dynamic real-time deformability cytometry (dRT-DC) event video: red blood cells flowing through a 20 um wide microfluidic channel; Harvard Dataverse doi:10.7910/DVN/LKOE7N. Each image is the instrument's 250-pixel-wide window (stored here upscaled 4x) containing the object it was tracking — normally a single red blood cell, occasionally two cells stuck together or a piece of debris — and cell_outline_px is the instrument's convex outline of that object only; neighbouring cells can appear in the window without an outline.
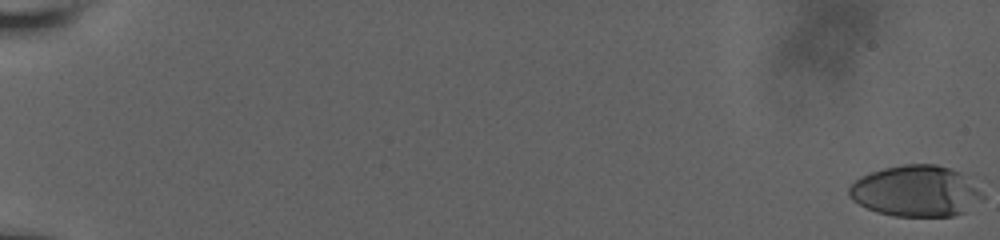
{"species": "human", "species_latin": "Homo sapiens", "temperature_condition": "room temperature", "stored_images_in_passage": 47, "camera_frame_rate_fps": 3000, "um_per_image_px": 0.085, "donor": {"sex": "male"}, "frame": {"image": 1, "passage_image": 1, "time_ms": 0.0, "image_size_px": [1000, 240], "cell_outline_px": [[984, 200], [964, 212], [952, 216], [896, 216], [876, 212], [852, 200], [848, 196], [848, 188], [860, 176], [884, 168], [904, 164], [936, 164], [960, 172], [984, 196]], "centroid_in_image_um": [77.83, 16.25], "position_along_channel_um": 7.2, "area_um2": 39.54}}
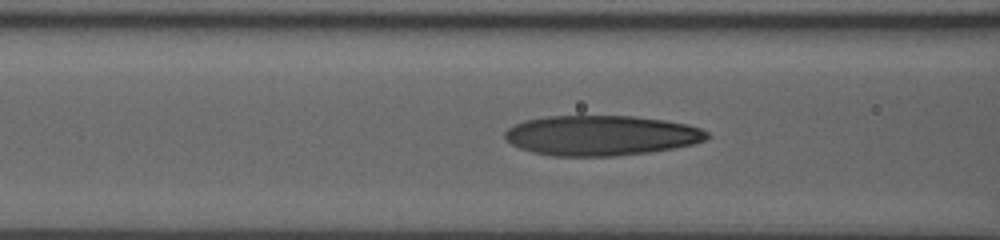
{"frame": {"image": 2, "passage_image": 31, "time_ms": 9.0, "image_size_px": [1000, 240], "cell_outline_px": [[712, 136], [708, 140], [692, 144], [672, 148], [648, 152], [616, 156], [552, 156], [532, 152], [520, 148], [512, 144], [504, 136], [504, 132], [508, 128], [524, 120], [544, 116], [632, 116], [664, 120], [688, 124], [700, 128], [708, 132]], "centroid_in_image_um": [51.11, 11.51], "position_along_channel_um": 115.5, "area_um2": 47.4}}
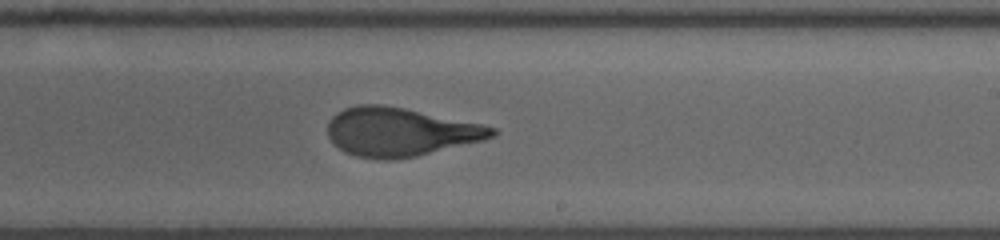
{"frame": {"image": 3, "passage_image": 46, "time_ms": 12.667, "image_size_px": [1000, 240], "cell_outline_px": [[500, 132], [484, 140], [416, 156], [396, 160], [380, 160], [356, 156], [340, 148], [328, 136], [328, 120], [336, 112], [344, 108], [360, 104], [384, 104], [404, 108], [480, 124], [496, 128]], "centroid_in_image_um": [33.99, 11.21], "position_along_channel_um": 255.0, "area_um2": 46.36}}